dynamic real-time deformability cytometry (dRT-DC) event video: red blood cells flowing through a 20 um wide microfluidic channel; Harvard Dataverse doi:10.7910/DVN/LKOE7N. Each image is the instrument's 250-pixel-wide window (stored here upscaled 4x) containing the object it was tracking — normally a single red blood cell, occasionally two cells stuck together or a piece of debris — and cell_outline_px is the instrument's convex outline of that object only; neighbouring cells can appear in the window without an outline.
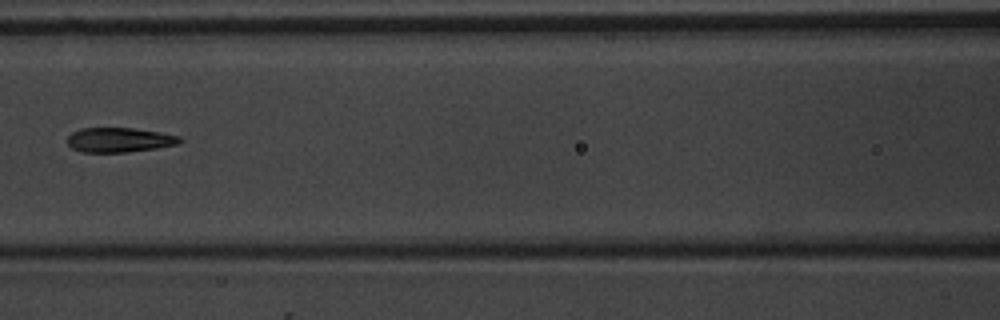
{"species": "common noctule bat (a hibernating species)", "species_latin": "Nyctalus noctula", "temperature_condition": "warm", "stored_images_in_passage": 6, "camera_frame_rate_fps": 3000, "um_per_image_px": 0.085, "animal": {"sex": "male", "body_mass_g": 20.1, "forearm_length_mm": 53.5}, "frame": {"image": 1, "passage_image": 6, "time_ms": 6.0, "image_size_px": [1000, 320], "cell_outline_px": [[184, 140], [180, 144], [156, 148], [128, 152], [84, 152], [72, 148], [68, 144], [68, 136], [72, 132], [80, 128], [132, 128], [160, 132], [180, 136]], "centroid_in_image_um": [10.18, 11.89], "position_along_channel_um": 156.4, "area_um2": 16.18}}